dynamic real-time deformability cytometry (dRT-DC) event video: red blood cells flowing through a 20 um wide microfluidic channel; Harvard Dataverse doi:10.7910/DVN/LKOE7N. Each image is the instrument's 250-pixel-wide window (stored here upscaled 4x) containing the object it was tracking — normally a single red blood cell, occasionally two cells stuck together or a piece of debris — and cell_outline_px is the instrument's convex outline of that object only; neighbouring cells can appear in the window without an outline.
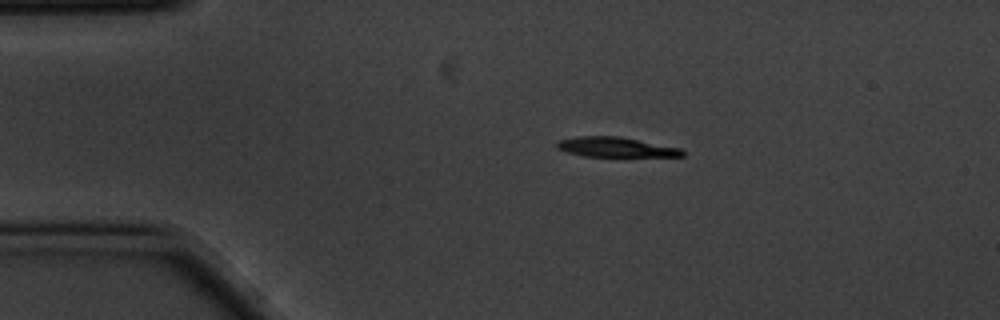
{"species": "common noctule bat (a hibernating species)", "species_latin": "Nyctalus noctula", "temperature_condition": "cold", "stored_images_in_passage": 3, "camera_frame_rate_fps": 3000, "um_per_image_px": 0.085, "animal": {"sex": "male", "body_mass_g": 20.1, "forearm_length_mm": 53.5}, "frame": {"image": 1, "passage_image": 1, "time_ms": 0.0, "image_size_px": [1000, 320], "cell_outline_px": [[684, 156], [584, 156], [568, 152], [556, 148], [556, 140], [580, 136], [620, 136], [680, 148], [684, 152]], "centroid_in_image_um": [52.3, 12.49], "position_along_channel_um": 32.7, "area_um2": 14.39}}
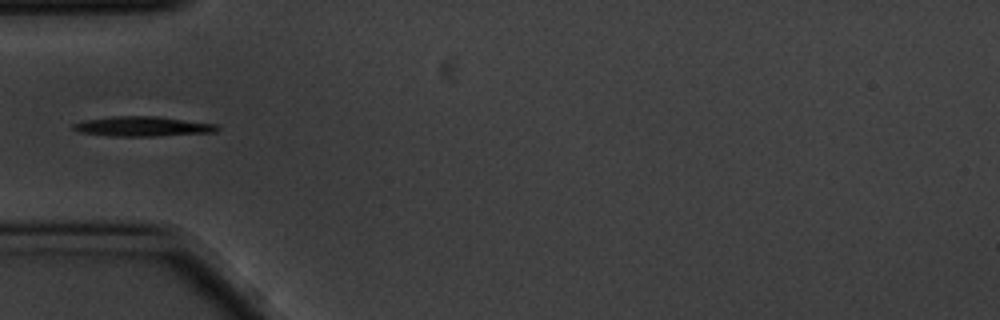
{"frame": {"image": 2, "passage_image": 3, "time_ms": 0.667, "image_size_px": [1000, 320], "cell_outline_px": [[220, 128], [216, 132], [152, 136], [112, 136], [80, 132], [72, 128], [72, 124], [84, 120], [112, 116], [156, 116], [216, 124]], "centroid_in_image_um": [12.11, 10.74], "position_along_channel_um": 72.9, "area_um2": 16.53}}